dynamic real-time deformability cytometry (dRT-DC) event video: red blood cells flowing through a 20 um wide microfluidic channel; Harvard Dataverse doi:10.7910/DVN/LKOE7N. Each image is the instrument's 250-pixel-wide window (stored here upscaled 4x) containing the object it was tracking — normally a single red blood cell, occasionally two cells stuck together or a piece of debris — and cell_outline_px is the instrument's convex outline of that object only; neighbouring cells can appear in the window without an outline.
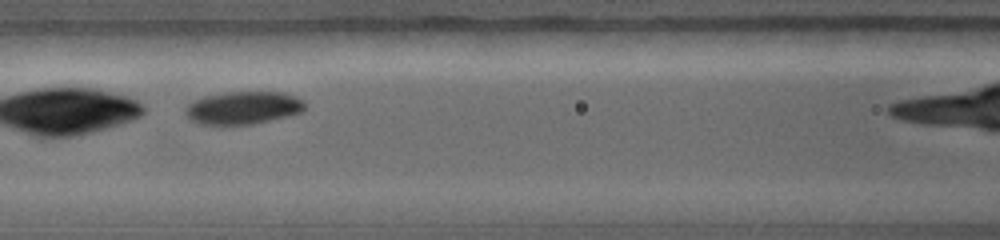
{"species": "common noctule bat (a hibernating species)", "species_latin": "Nyctalus noctula", "temperature_condition": "warm", "stored_images_in_passage": 26, "camera_frame_rate_fps": 5000, "um_per_image_px": 0.085, "animal": {"sex": "female", "body_mass_g": 19.0, "forearm_length_mm": 56.7}, "frame": {"image": 1, "passage_image": 8, "time_ms": 1.8, "image_size_px": [1000, 240], "cell_outline_px": [[304, 112], [288, 116], [252, 124], [200, 124], [192, 120], [184, 112], [184, 108], [192, 100], [204, 96], [224, 92], [284, 92], [296, 96], [304, 100]], "centroid_in_image_um": [20.68, 9.15], "position_along_channel_um": 145.9, "area_um2": 22.95}}